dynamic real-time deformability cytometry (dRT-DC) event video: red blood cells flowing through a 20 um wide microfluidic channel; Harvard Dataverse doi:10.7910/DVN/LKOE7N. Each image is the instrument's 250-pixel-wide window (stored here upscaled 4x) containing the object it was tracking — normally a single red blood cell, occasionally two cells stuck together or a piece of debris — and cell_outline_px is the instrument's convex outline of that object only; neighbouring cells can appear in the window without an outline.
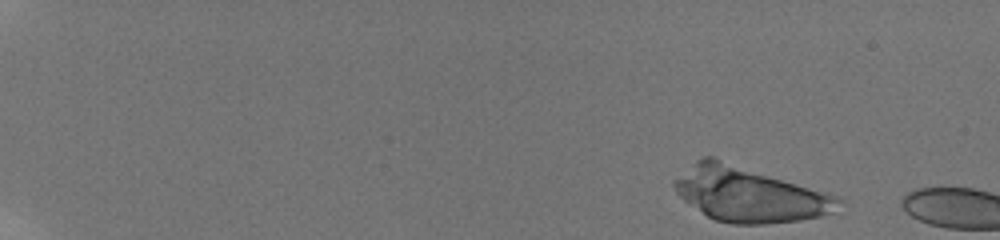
{"species": "human", "species_latin": "Homo sapiens", "temperature_condition": "room temperature", "stored_images_in_passage": 2, "camera_frame_rate_fps": 3000, "um_per_image_px": 0.085, "donor": {"sex": "male"}, "frame": {"image": 1, "passage_image": 1, "time_ms": 0.0, "image_size_px": [1000, 240], "cell_outline_px": [[840, 200], [832, 212], [820, 216], [800, 220], [764, 224], [732, 224], [716, 220], [708, 216], [688, 204], [676, 192], [672, 184], [672, 180], [696, 160], [704, 156], [712, 156], [836, 196]], "centroid_in_image_um": [63.58, 16.52], "position_along_channel_um": 21.4, "area_um2": 51.67}}